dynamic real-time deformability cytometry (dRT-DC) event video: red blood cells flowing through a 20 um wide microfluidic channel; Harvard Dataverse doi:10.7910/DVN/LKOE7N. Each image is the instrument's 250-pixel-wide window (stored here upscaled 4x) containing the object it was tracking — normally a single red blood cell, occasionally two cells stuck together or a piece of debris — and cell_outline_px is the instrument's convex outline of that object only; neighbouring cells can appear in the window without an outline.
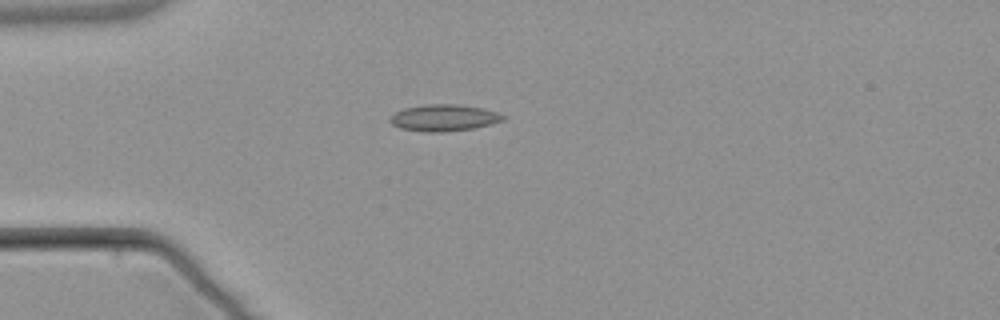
{"species": "common noctule bat (a hibernating species)", "species_latin": "Nyctalus noctula", "temperature_condition": "warm", "stored_images_in_passage": 4, "camera_frame_rate_fps": 3000, "um_per_image_px": 0.085, "animal": {"sex": "male", "body_mass_g": 21.5, "forearm_length_mm": 52.0}, "frame": {"image": 1, "passage_image": 4, "time_ms": 4.667, "image_size_px": [1000, 320], "cell_outline_px": [[504, 120], [492, 124], [476, 128], [444, 132], [424, 132], [400, 128], [392, 124], [388, 120], [396, 112], [404, 108], [424, 104], [460, 104], [484, 108], [496, 112], [504, 116]], "centroid_in_image_um": [37.74, 10.01], "position_along_channel_um": 47.3, "area_um2": 17.69}}